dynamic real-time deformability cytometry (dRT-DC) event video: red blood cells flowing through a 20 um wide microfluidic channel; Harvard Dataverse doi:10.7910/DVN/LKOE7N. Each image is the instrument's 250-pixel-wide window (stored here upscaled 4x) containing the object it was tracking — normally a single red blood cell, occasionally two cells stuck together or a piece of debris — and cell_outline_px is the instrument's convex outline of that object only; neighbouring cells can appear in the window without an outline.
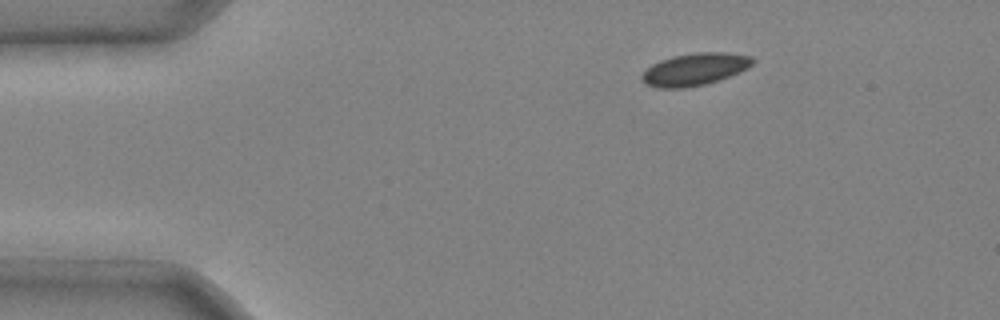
{"species": "common noctule bat (a hibernating species)", "species_latin": "Nyctalus noctula", "temperature_condition": "cold", "stored_images_in_passage": 4, "camera_frame_rate_fps": 3000, "um_per_image_px": 0.085, "animal": {"sex": "male", "body_mass_g": 20.4}, "frame": {"image": 1, "passage_image": 1, "time_ms": 0.0, "image_size_px": [1000, 320], "cell_outline_px": [[756, 60], [748, 68], [728, 76], [704, 84], [684, 88], [656, 88], [648, 84], [640, 76], [652, 64], [660, 60], [672, 56], [696, 52], [728, 52], [752, 56]], "centroid_in_image_um": [59.07, 5.87], "position_along_channel_um": 25.9, "area_um2": 20.69}}
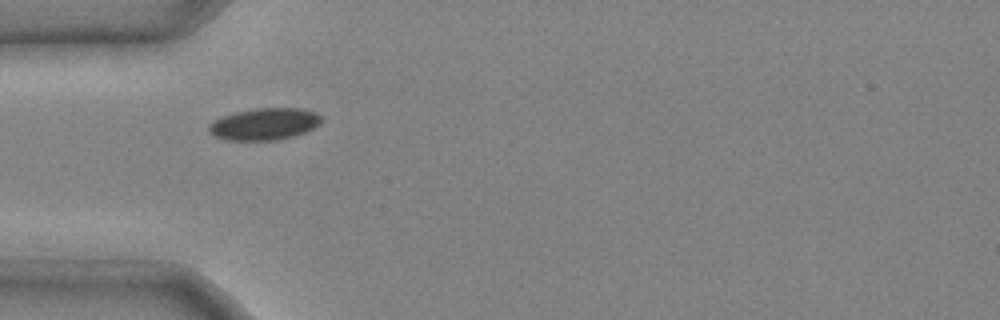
{"frame": {"image": 2, "passage_image": 3, "time_ms": 0.667, "image_size_px": [1000, 320], "cell_outline_px": [[320, 124], [304, 132], [292, 136], [276, 140], [224, 140], [208, 132], [208, 124], [212, 120], [236, 112], [256, 108], [300, 108], [316, 112], [320, 116]], "centroid_in_image_um": [22.43, 10.54], "position_along_channel_um": 62.6, "area_um2": 20.81}}
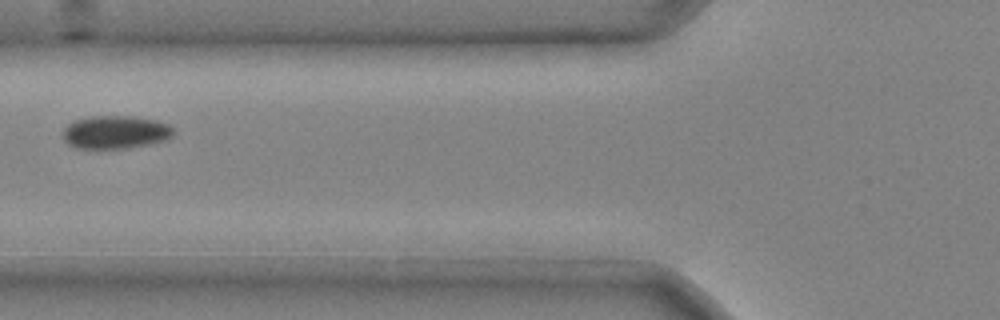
{"frame": {"image": 3, "passage_image": 4, "time_ms": 1.0, "image_size_px": [1000, 320], "cell_outline_px": [[172, 136], [164, 140], [148, 144], [128, 148], [76, 148], [68, 144], [64, 140], [64, 128], [68, 124], [76, 120], [88, 116], [132, 116], [156, 120], [168, 124], [172, 128]], "centroid_in_image_um": [9.79, 11.23], "position_along_channel_um": 116.0, "area_um2": 21.15}}